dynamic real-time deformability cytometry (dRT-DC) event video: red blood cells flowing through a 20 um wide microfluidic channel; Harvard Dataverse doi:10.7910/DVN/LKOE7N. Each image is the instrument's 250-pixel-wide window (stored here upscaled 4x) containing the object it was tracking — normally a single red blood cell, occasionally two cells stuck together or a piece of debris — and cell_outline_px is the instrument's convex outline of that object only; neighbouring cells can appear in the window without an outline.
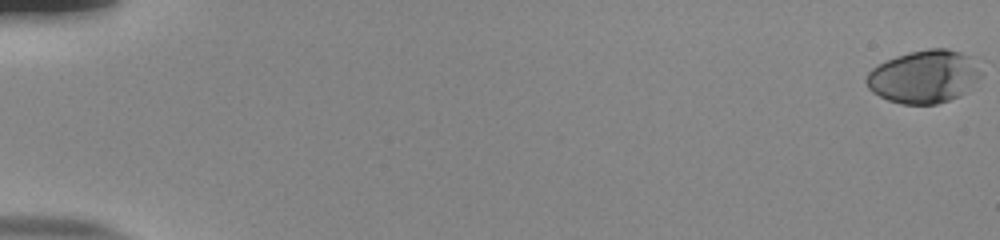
{"species": "human", "species_latin": "Homo sapiens", "temperature_condition": "room temperature", "stored_images_in_passage": 56, "camera_frame_rate_fps": 3000, "um_per_image_px": 0.085, "donor": {"sex": "male"}, "frame": {"image": 1, "passage_image": 1, "time_ms": 0.0, "image_size_px": [1000, 240], "cell_outline_px": [[984, 76], [960, 96], [936, 104], [900, 104], [888, 100], [872, 92], [868, 88], [864, 80], [868, 72], [872, 68], [896, 56], [908, 52], [928, 48], [948, 48], [960, 52], [968, 56]], "centroid_in_image_um": [78.52, 6.52], "position_along_channel_um": 6.5, "area_um2": 35.37}}
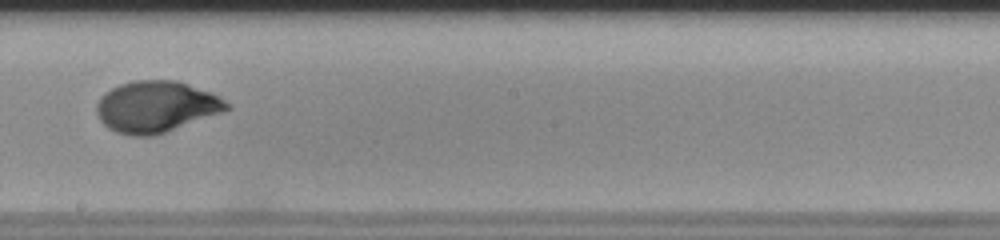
{"frame": {"image": 2, "passage_image": 34, "time_ms": 11.0, "image_size_px": [1000, 240], "cell_outline_px": [[232, 108], [164, 132], [152, 136], [132, 136], [116, 132], [108, 128], [100, 120], [96, 112], [96, 104], [100, 96], [104, 92], [120, 84], [136, 80], [176, 80], [212, 92], [220, 96], [232, 104]], "centroid_in_image_um": [13.26, 9.05], "position_along_channel_um": 234.9, "area_um2": 38.9}}
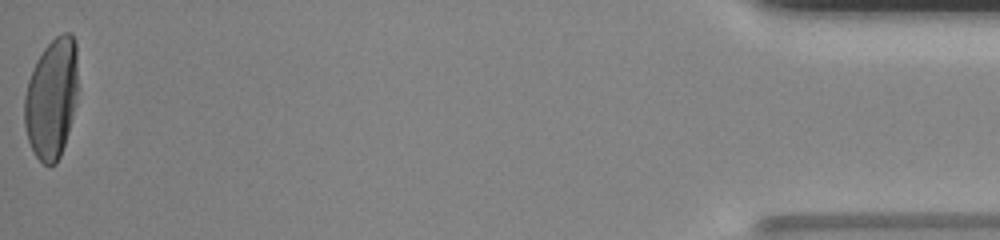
{"frame": {"image": 3, "passage_image": 56, "time_ms": 18.333, "image_size_px": [1000, 240], "cell_outline_px": [[76, 104], [68, 132], [60, 156], [56, 164], [48, 168], [36, 156], [28, 140], [24, 124], [24, 96], [28, 80], [36, 60], [44, 48], [56, 36], [64, 32], [72, 32], [76, 40]], "centroid_in_image_um": [4.37, 8.36], "position_along_channel_um": 430.8, "area_um2": 37.57}, "authors_computed_cell_mechanics": {"area_um2": 37.1076, "velocity_mm_per_s": 3.8393, "shape_relaxation_time_tau1_ms": 3.9984, "shape_relaxation_time_tau2_ms": null, "deformation_change_tau1": 0.2242, "deformation_change_tau2": null}}